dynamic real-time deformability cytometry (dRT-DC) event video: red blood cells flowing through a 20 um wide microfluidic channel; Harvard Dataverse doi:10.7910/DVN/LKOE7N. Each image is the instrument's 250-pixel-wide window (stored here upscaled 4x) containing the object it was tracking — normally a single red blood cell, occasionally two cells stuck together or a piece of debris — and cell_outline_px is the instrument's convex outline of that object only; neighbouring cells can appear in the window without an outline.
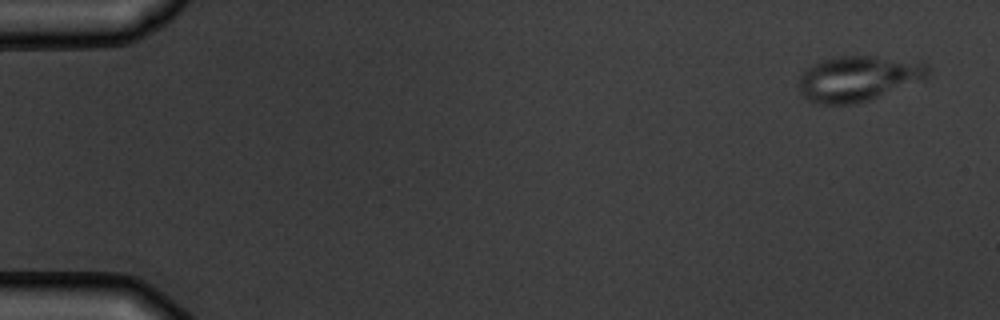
{"species": "common noctule bat (a hibernating species)", "species_latin": "Nyctalus noctula", "temperature_condition": "warm", "stored_images_in_passage": 5, "camera_frame_rate_fps": 3000, "um_per_image_px": 0.085, "animal": {"sex": "male", "body_mass_g": 19.5, "forearm_length_mm": 54.6}, "frame": {"image": 1, "passage_image": 1, "time_ms": 0.0, "image_size_px": [1000, 320], "cell_outline_px": [[932, 68], [928, 76], [880, 96], [856, 104], [816, 104], [800, 96], [796, 84], [800, 72], [812, 64], [820, 60], [832, 56], [876, 56], [924, 60]], "centroid_in_image_um": [72.9, 6.65], "position_along_channel_um": 12.1, "area_um2": 35.08}}